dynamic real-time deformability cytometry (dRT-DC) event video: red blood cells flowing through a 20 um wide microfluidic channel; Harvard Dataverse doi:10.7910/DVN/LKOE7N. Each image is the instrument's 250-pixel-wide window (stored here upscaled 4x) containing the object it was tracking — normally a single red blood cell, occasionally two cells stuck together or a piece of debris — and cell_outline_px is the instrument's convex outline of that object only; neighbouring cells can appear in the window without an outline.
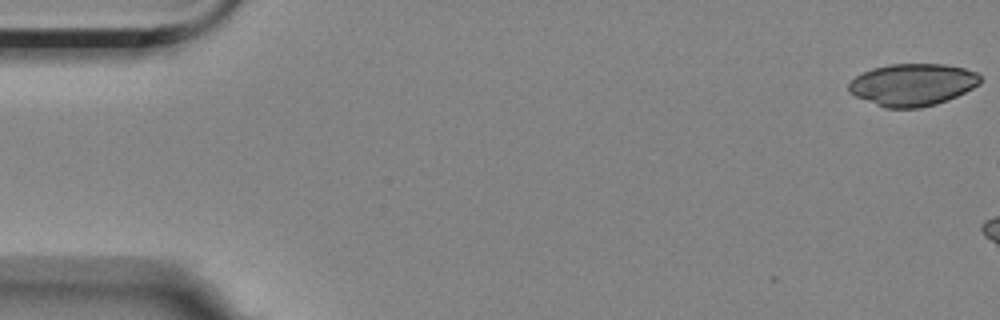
{"species": "Egyptian fruit bat (a non-hibernating species)", "species_latin": "Rousettus aegyptiacus", "temperature_condition": "room temperature", "stored_images_in_passage": 6, "camera_frame_rate_fps": 3000, "um_per_image_px": 0.085, "animal": {"sex": "female"}, "frame": {"image": 1, "passage_image": 1, "time_ms": 0.0, "image_size_px": [1000, 320], "cell_outline_px": [[980, 84], [948, 100], [936, 104], [920, 108], [884, 108], [856, 96], [848, 92], [848, 84], [856, 76], [872, 68], [888, 64], [944, 64], [964, 68], [976, 72], [980, 76]], "centroid_in_image_um": [77.56, 7.2], "position_along_channel_um": 7.4, "area_um2": 32.31}}